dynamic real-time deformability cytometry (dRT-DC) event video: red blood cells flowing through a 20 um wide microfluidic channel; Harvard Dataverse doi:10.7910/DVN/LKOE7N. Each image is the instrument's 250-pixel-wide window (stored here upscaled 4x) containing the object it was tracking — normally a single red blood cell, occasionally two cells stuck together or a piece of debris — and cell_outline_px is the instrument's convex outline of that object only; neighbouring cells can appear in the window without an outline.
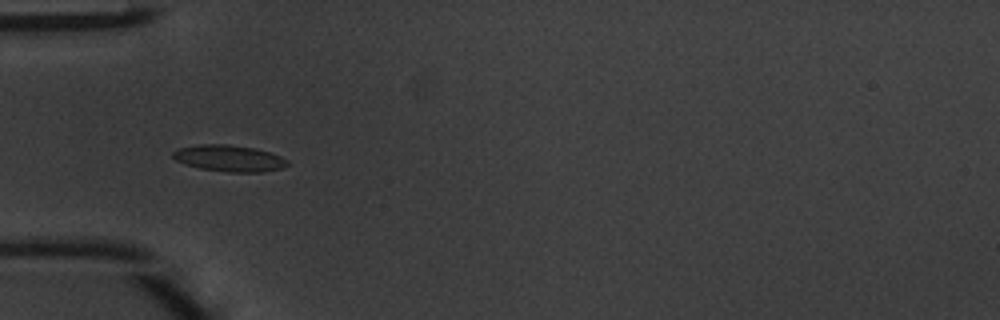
{"species": "common noctule bat (a hibernating species)", "species_latin": "Nyctalus noctula", "temperature_condition": "warm", "stored_images_in_passage": 8, "camera_frame_rate_fps": 3000, "um_per_image_px": 0.085, "animal": {"sex": "male", "body_mass_g": 20.1, "forearm_length_mm": 53.5}, "frame": {"image": 1, "passage_image": 4, "time_ms": 1.0, "image_size_px": [1000, 320], "cell_outline_px": [[288, 164], [284, 168], [260, 172], [228, 172], [200, 168], [184, 164], [176, 160], [172, 156], [172, 152], [180, 148], [200, 144], [224, 144], [252, 148], [268, 152], [280, 156], [288, 160]], "centroid_in_image_um": [19.47, 13.46], "position_along_channel_um": 65.5, "area_um2": 17.46}}